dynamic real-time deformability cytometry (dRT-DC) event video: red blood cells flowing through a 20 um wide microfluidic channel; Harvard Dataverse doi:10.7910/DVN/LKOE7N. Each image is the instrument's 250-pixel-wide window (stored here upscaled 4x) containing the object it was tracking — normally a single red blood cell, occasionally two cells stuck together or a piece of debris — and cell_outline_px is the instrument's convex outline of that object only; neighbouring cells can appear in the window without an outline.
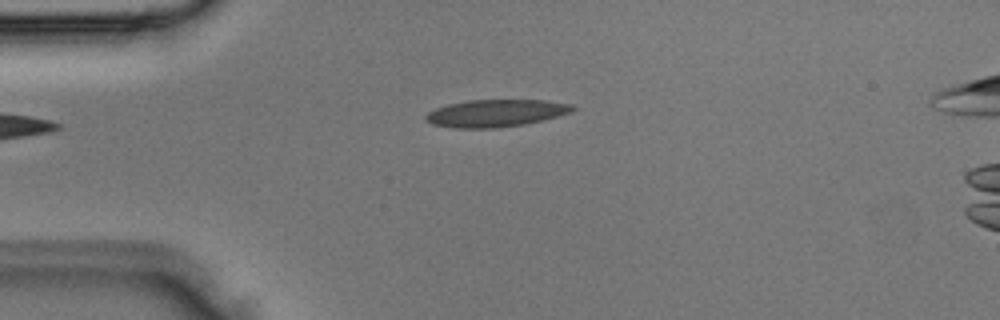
{"species": "Egyptian fruit bat (a non-hibernating species)", "species_latin": "Rousettus aegyptiacus", "temperature_condition": "room temperature", "stored_images_in_passage": 2, "camera_frame_rate_fps": 3000, "um_per_image_px": 0.085, "animal": {"sex": "male"}, "frame": {"image": 1, "passage_image": 2, "time_ms": 0.333, "image_size_px": [1000, 320], "cell_outline_px": [[576, 108], [572, 112], [544, 120], [524, 124], [496, 128], [452, 128], [432, 124], [424, 120], [424, 116], [428, 112], [436, 108], [448, 104], [468, 100], [544, 100], [572, 104]], "centroid_in_image_um": [42.13, 9.62], "position_along_channel_um": 42.9, "area_um2": 23.52}}